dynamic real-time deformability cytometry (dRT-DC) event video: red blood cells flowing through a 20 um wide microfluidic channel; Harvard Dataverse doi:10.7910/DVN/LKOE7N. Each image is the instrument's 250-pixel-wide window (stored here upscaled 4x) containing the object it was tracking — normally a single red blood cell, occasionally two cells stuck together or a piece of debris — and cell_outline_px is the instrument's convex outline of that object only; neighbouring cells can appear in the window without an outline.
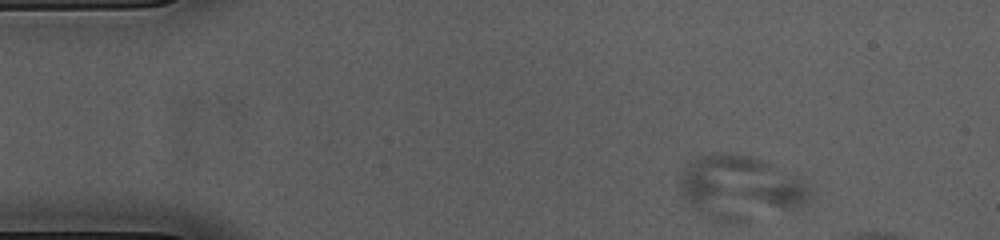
{"species": "common noctule bat (a hibernating species)", "species_latin": "Nyctalus noctula", "temperature_condition": "cold", "stored_images_in_passage": 7, "camera_frame_rate_fps": 3000, "um_per_image_px": 0.085, "animal": {"sex": "female", "body_mass_g": 23.0, "forearm_length_mm": 53.4}, "frame": {"image": 1, "passage_image": 2, "time_ms": 0.333, "image_size_px": [1000, 240], "cell_outline_px": [[808, 196], [800, 204], [792, 208], [744, 220], [720, 220], [708, 216], [692, 208], [680, 196], [680, 180], [688, 164], [692, 160], [704, 156], [732, 152], [748, 156], [760, 160], [800, 180], [808, 188]], "centroid_in_image_um": [62.8, 15.93], "position_along_channel_um": 22.2, "area_um2": 46.01}}